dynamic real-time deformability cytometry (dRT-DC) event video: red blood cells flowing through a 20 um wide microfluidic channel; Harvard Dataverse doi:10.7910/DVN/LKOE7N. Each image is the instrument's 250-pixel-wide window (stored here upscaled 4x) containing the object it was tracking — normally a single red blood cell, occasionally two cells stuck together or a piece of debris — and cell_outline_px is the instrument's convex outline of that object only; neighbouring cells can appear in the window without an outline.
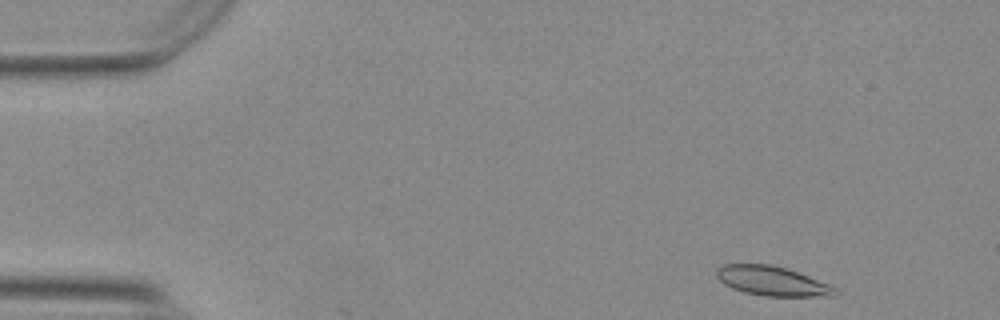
{"species": "Egyptian fruit bat (a non-hibernating species)", "species_latin": "Rousettus aegyptiacus", "temperature_condition": "warm", "stored_images_in_passage": 51, "camera_frame_rate_fps": 3000, "um_per_image_px": 0.085, "animal": {"sex": "female"}, "frame": {"image": 1, "passage_image": 2, "time_ms": 0.333, "image_size_px": [1000, 320], "cell_outline_px": [[840, 292], [836, 296], [764, 296], [744, 292], [732, 288], [724, 284], [716, 276], [716, 268], [724, 264], [772, 264], [808, 276], [828, 284], [836, 288]], "centroid_in_image_um": [65.62, 23.89], "position_along_channel_um": 19.4, "area_um2": 20.29}}
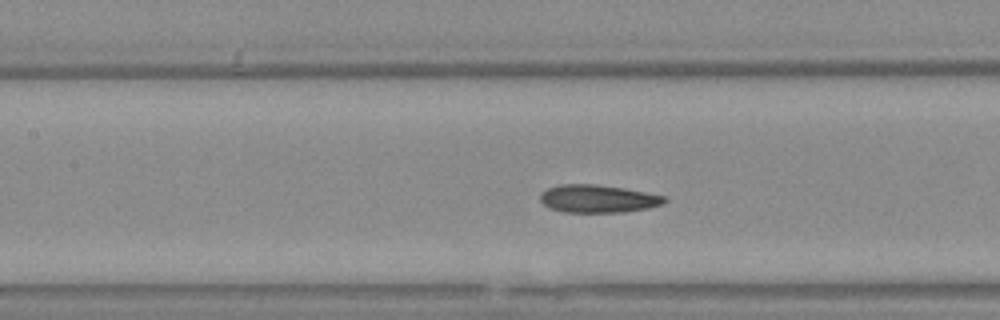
{"frame": {"image": 2, "passage_image": 21, "time_ms": 6.667, "image_size_px": [1000, 320], "cell_outline_px": [[668, 200], [664, 204], [648, 208], [624, 212], [564, 212], [548, 208], [540, 200], [540, 196], [548, 188], [560, 184], [596, 184], [624, 188], [664, 196]], "centroid_in_image_um": [50.83, 16.89], "position_along_channel_um": 156.6, "area_um2": 20.11}}
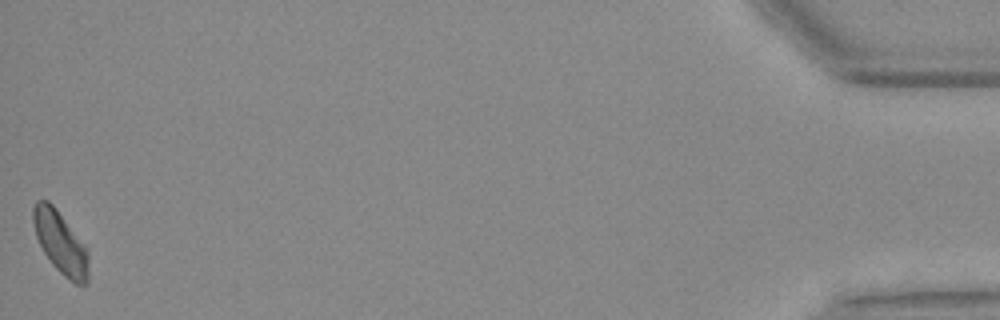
{"frame": {"image": 3, "passage_image": 51, "time_ms": 16.667, "image_size_px": [1000, 320], "cell_outline_px": [[88, 284], [76, 284], [64, 276], [52, 264], [44, 252], [36, 236], [32, 220], [32, 208], [36, 200], [48, 200], [52, 204], [88, 248]], "centroid_in_image_um": [5.14, 20.61], "position_along_channel_um": 430.1, "area_um2": 20.06}, "authors_computed_cell_mechanics": {"area_um2": 20.1722, "velocity_mm_per_s": 3.702, "shape_relaxation_time_tau1_ms": 4.774, "shape_relaxation_time_tau2_ms": 2.6622, "deformation_change_tau1": 0.1406, "deformation_change_tau2": 0.0964}}